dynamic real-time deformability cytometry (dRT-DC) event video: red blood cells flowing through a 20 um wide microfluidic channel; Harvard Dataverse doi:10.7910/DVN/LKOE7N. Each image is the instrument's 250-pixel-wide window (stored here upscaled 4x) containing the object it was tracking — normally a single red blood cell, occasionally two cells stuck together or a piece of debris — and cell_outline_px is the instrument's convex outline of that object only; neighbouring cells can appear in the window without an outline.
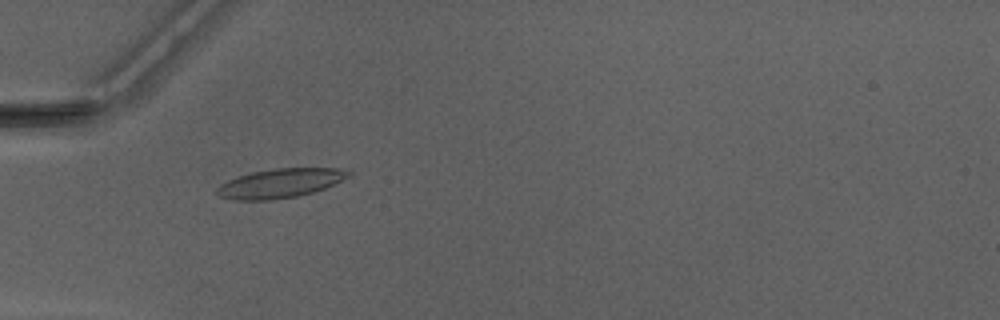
{"species": "Egyptian fruit bat (a non-hibernating species)", "species_latin": "Rousettus aegyptiacus", "temperature_condition": "warm", "stored_images_in_passage": 52, "camera_frame_rate_fps": 3000, "um_per_image_px": 0.085, "animal": {"sex": "male"}, "frame": {"image": 1, "passage_image": 18, "time_ms": 5.667, "image_size_px": [1000, 320], "cell_outline_px": [[352, 176], [324, 188], [312, 192], [296, 196], [272, 200], [232, 200], [220, 196], [216, 192], [216, 188], [220, 184], [228, 180], [252, 172], [276, 168], [340, 168], [352, 172]], "centroid_in_image_um": [23.83, 15.57], "position_along_channel_um": 61.2, "area_um2": 22.31}}
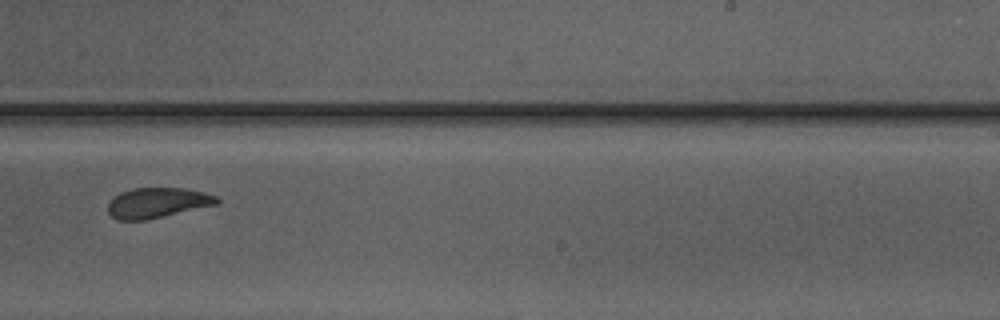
{"frame": {"image": 2, "passage_image": 34, "time_ms": 11.0, "image_size_px": [1000, 320], "cell_outline_px": [[220, 204], [148, 220], [116, 220], [108, 212], [108, 200], [120, 192], [132, 188], [184, 188], [204, 192], [216, 196], [220, 200]], "centroid_in_image_um": [13.38, 17.24], "position_along_channel_um": 275.6, "area_um2": 19.54}}
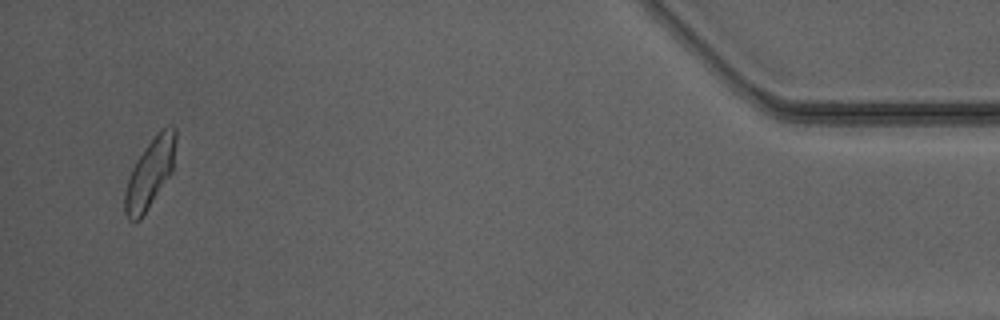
{"frame": {"image": 3, "passage_image": 50, "time_ms": 16.333, "image_size_px": [1000, 320], "cell_outline_px": [[176, 140], [172, 172], [140, 220], [128, 220], [124, 212], [124, 192], [132, 168], [136, 160], [148, 144], [168, 124], [176, 128]], "centroid_in_image_um": [12.74, 14.75], "position_along_channel_um": 422.5, "area_um2": 20.17}, "authors_computed_cell_mechanics": {"area_um2": 20.7791, "velocity_mm_per_s": 4.142, "shape_relaxation_time_tau1_ms": 3.8588, "shape_relaxation_time_tau2_ms": 1.537, "deformation_change_tau1": 0.1181, "deformation_change_tau2": 0.0667}}